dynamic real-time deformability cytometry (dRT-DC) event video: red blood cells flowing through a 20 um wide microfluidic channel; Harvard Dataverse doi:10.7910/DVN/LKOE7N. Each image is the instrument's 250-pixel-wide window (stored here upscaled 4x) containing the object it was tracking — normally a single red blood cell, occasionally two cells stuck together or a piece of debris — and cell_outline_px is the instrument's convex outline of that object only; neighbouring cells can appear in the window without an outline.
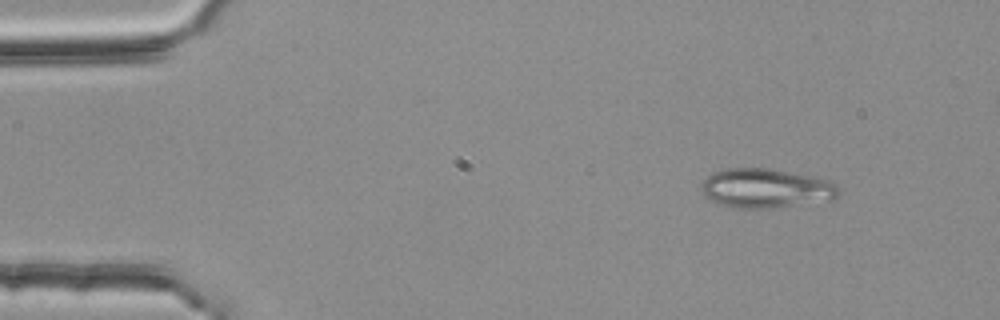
{"species": "common noctule bat (a hibernating species)", "species_latin": "Nyctalus noctula", "temperature_condition": "room temperature", "stored_images_in_passage": 3, "camera_frame_rate_fps": 3000, "um_per_image_px": 0.085, "animal": {"sex": "female", "body_mass_g": 25.1}, "frame": {"image": 1, "passage_image": 1, "time_ms": 0.0, "image_size_px": [1000, 320], "cell_outline_px": [[840, 196], [836, 200], [768, 208], [736, 208], [712, 200], [704, 196], [700, 188], [700, 184], [712, 172], [728, 168], [768, 168], [812, 176], [828, 180], [836, 184], [840, 188]], "centroid_in_image_um": [65.15, 16.0], "position_along_channel_um": 19.9, "area_um2": 31.62}}